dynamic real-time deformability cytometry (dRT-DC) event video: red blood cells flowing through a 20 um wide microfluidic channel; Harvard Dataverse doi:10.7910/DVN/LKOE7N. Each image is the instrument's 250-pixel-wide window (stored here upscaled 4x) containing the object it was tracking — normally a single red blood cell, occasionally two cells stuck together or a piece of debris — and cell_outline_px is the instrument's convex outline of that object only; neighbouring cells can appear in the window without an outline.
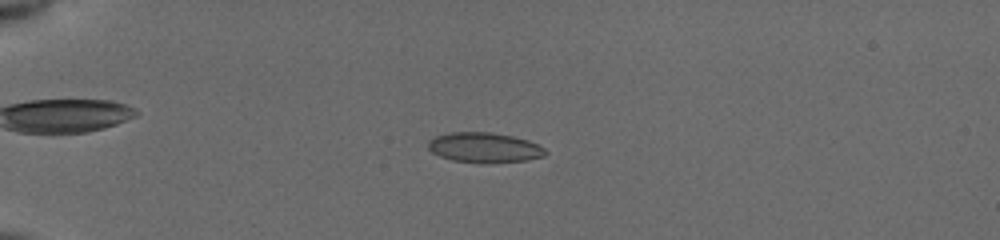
{"species": "common noctule bat (a hibernating species)", "species_latin": "Nyctalus noctula", "temperature_condition": "cold", "stored_images_in_passage": 40, "camera_frame_rate_fps": 3000, "um_per_image_px": 0.085, "animal": {"sex": "female", "body_mass_g": 19.5, "forearm_length_mm": 54.1}, "frame": {"image": 1, "passage_image": 1, "time_ms": 0.0, "image_size_px": [1000, 240], "cell_outline_px": [[548, 152], [544, 156], [528, 160], [488, 164], [452, 160], [440, 156], [432, 152], [428, 148], [428, 140], [436, 136], [448, 132], [488, 132], [512, 136], [528, 140], [544, 148]], "centroid_in_image_um": [41.17, 12.55], "position_along_channel_um": 43.8, "area_um2": 20.69}}
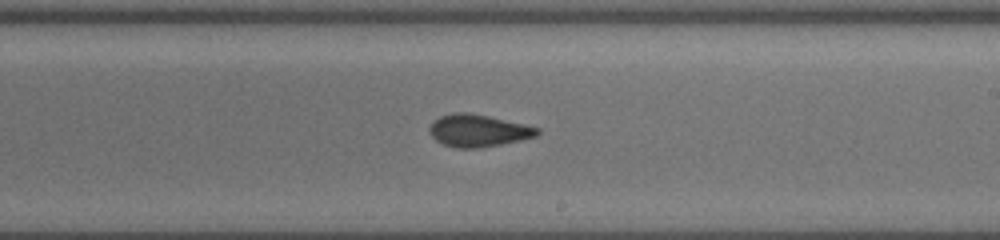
{"frame": {"image": 2, "passage_image": 20, "time_ms": 6.333, "image_size_px": [1000, 240], "cell_outline_px": [[540, 132], [536, 136], [520, 140], [480, 148], [456, 148], [444, 144], [436, 140], [428, 132], [428, 128], [440, 116], [456, 112], [468, 112], [488, 116], [524, 124], [540, 128]], "centroid_in_image_um": [40.64, 11.1], "position_along_channel_um": 248.4, "area_um2": 20.11}}
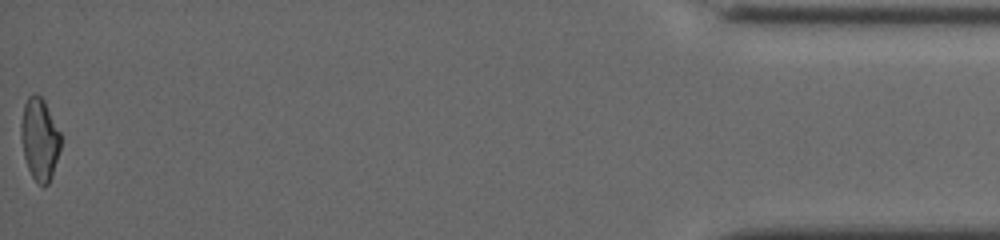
{"frame": {"image": 3, "passage_image": 40, "time_ms": 13.0, "image_size_px": [1000, 240], "cell_outline_px": [[60, 148], [52, 176], [48, 184], [44, 188], [32, 176], [28, 168], [24, 156], [20, 136], [20, 124], [24, 104], [28, 96], [40, 96], [44, 100], [60, 132]], "centroid_in_image_um": [3.35, 11.85], "position_along_channel_um": 431.8, "area_um2": 18.84}, "authors_computed_cell_mechanics": {"area_um2": 19.9988, "velocity_mm_per_s": 3.9498, "shape_relaxation_time_tau1_ms": 6.828, "shape_relaxation_time_tau2_ms": 2.0619, "deformation_change_tau1": 0.162, "deformation_change_tau2": 0.0626}}